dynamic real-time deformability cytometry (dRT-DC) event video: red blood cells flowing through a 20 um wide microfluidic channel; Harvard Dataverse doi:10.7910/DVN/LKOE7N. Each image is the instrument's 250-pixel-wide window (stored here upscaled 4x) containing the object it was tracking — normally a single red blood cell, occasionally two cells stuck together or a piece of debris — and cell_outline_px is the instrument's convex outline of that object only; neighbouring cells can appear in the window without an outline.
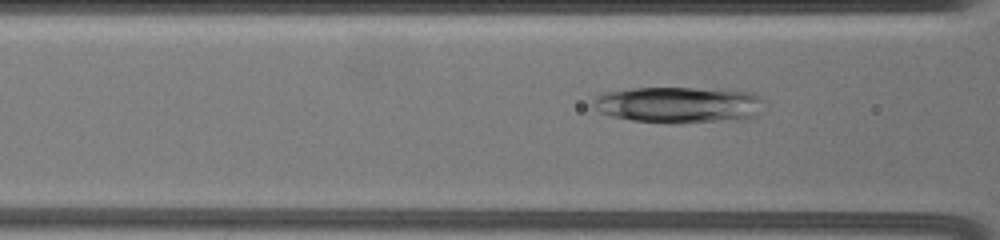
{"species": "common noctule bat (a hibernating species)", "species_latin": "Nyctalus noctula", "temperature_condition": "warm", "stored_images_in_passage": 49, "camera_frame_rate_fps": 3000, "um_per_image_px": 0.085, "animal": {"sex": "female", "body_mass_g": 19.5, "forearm_length_mm": 54.1}, "frame": {"image": 1, "passage_image": 24, "time_ms": 7.667, "image_size_px": [1000, 240], "cell_outline_px": [[768, 100], [756, 116], [744, 120], [676, 124], [668, 124], [632, 120], [612, 116], [600, 112], [592, 104], [592, 100], [600, 92], [632, 88], [692, 88], [752, 92]], "centroid_in_image_um": [57.73, 8.92], "position_along_channel_um": 108.9, "area_um2": 36.99}}
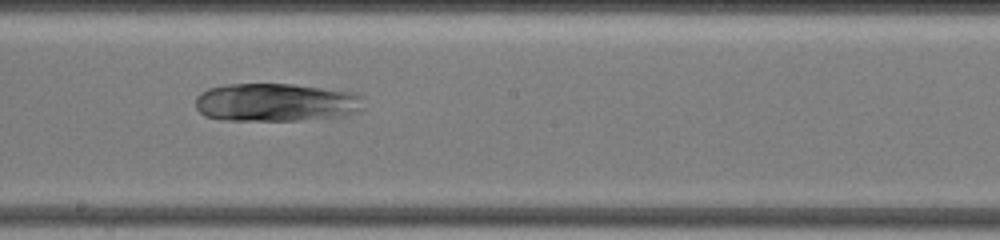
{"frame": {"image": 2, "passage_image": 31, "time_ms": 11.0, "image_size_px": [1000, 240], "cell_outline_px": [[364, 108], [348, 116], [300, 120], [224, 120], [204, 116], [196, 108], [196, 96], [200, 92], [208, 88], [224, 84], [292, 84], [356, 92], [364, 96]], "centroid_in_image_um": [23.5, 8.7], "position_along_channel_um": 224.7, "area_um2": 38.03}}
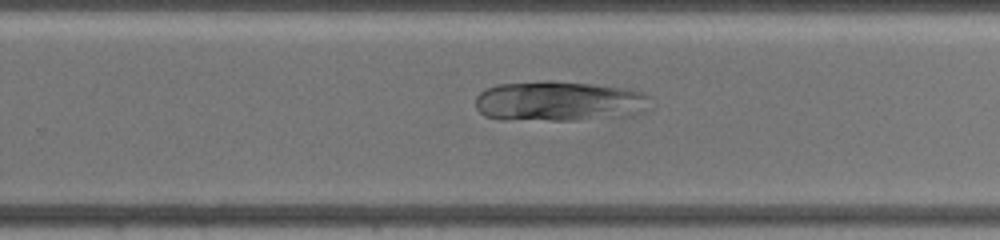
{"frame": {"image": 3, "passage_image": 34, "time_ms": 12.667, "image_size_px": [1000, 240], "cell_outline_px": [[648, 108], [644, 112], [632, 116], [576, 120], [496, 120], [484, 116], [476, 108], [476, 96], [480, 92], [496, 84], [544, 80], [548, 80], [592, 84], [628, 88], [644, 92], [648, 96]], "centroid_in_image_um": [47.52, 8.61], "position_along_channel_um": 282.3, "area_um2": 41.67}}